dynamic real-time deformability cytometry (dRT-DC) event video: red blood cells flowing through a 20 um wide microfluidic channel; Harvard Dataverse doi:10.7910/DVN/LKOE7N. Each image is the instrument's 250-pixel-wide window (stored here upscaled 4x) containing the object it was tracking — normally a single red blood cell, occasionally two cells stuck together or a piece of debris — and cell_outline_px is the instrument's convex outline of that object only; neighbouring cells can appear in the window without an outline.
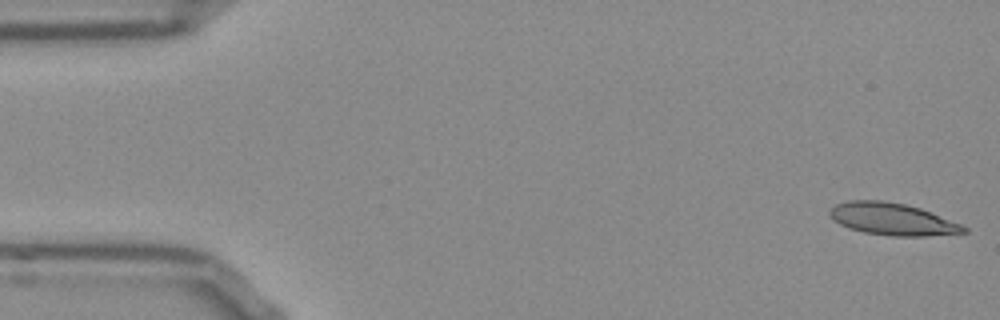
{"species": "Egyptian fruit bat (a non-hibernating species)", "species_latin": "Rousettus aegyptiacus", "temperature_condition": "room temperature", "stored_images_in_passage": 53, "segment_of_instrument_passage": [1, 2], "camera_frame_rate_fps": 3000, "um_per_image_px": 0.085, "frame": {"image": 1, "passage_image": 1, "time_ms": 0.0, "image_size_px": [1000, 320], "cell_outline_px": [[968, 232], [928, 236], [892, 236], [864, 232], [848, 228], [832, 220], [828, 212], [836, 204], [848, 200], [880, 200], [904, 204], [920, 208], [960, 224], [968, 228]], "centroid_in_image_um": [75.82, 18.63], "position_along_channel_um": 9.2, "area_um2": 24.97}}
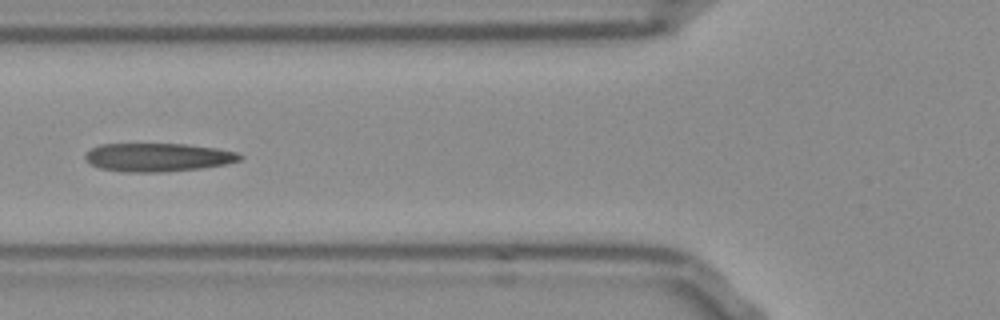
{"frame": {"image": 2, "passage_image": 19, "time_ms": 6.0, "image_size_px": [1000, 320], "cell_outline_px": [[244, 156], [240, 160], [224, 164], [200, 168], [164, 172], [124, 172], [100, 168], [84, 160], [84, 156], [92, 148], [100, 144], [188, 144], [216, 148], [236, 152]], "centroid_in_image_um": [13.41, 13.37], "position_along_channel_um": 112.4, "area_um2": 25.55}}
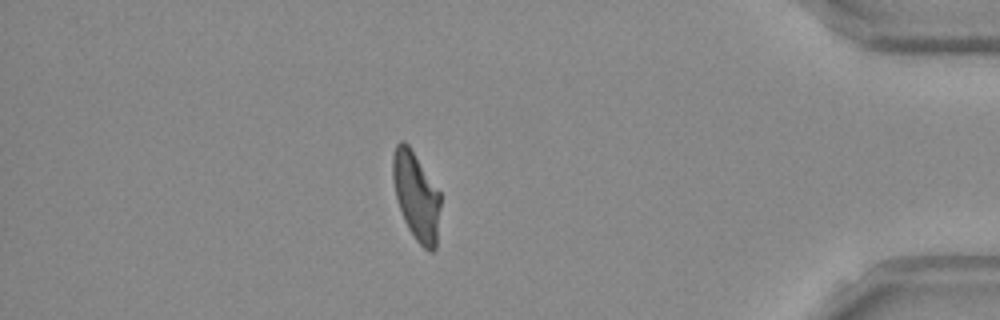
{"frame": {"image": 3, "passage_image": 45, "time_ms": 14.667, "image_size_px": [1000, 320], "cell_outline_px": [[440, 208], [436, 248], [432, 252], [428, 252], [416, 240], [408, 228], [404, 220], [396, 196], [392, 176], [392, 156], [396, 144], [400, 140], [404, 140], [408, 144], [440, 192]], "centroid_in_image_um": [35.38, 16.66], "position_along_channel_um": 399.8, "area_um2": 24.39}}